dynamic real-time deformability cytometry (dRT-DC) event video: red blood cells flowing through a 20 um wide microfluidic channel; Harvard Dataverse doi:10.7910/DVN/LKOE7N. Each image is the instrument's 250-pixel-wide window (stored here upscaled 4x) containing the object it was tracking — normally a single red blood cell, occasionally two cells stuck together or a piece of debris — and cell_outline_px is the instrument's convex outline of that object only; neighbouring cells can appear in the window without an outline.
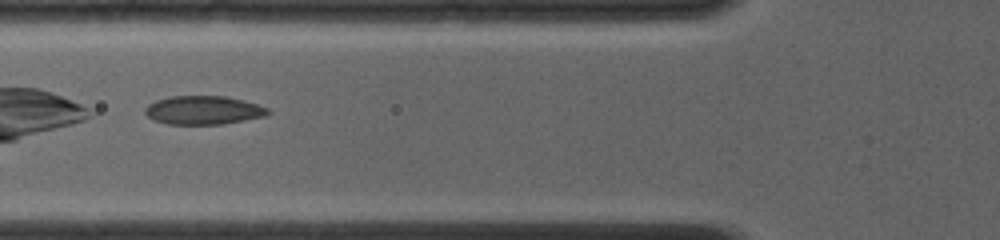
{"species": "common noctule bat (a hibernating species)", "species_latin": "Nyctalus noctula", "temperature_condition": "room temperature", "stored_images_in_passage": 31, "camera_frame_rate_fps": 4000, "um_per_image_px": 0.085, "animal": {"sex": "female", "body_mass_g": 19.0, "forearm_length_mm": 56.7}, "frame": {"image": 1, "passage_image": 6, "time_ms": 1.25, "image_size_px": [1000, 240], "cell_outline_px": [[272, 112], [268, 116], [224, 124], [168, 124], [152, 120], [144, 112], [144, 108], [148, 104], [156, 100], [168, 96], [228, 96], [244, 100], [268, 108]], "centroid_in_image_um": [17.31, 9.36], "position_along_channel_um": 108.5, "area_um2": 20.81}}
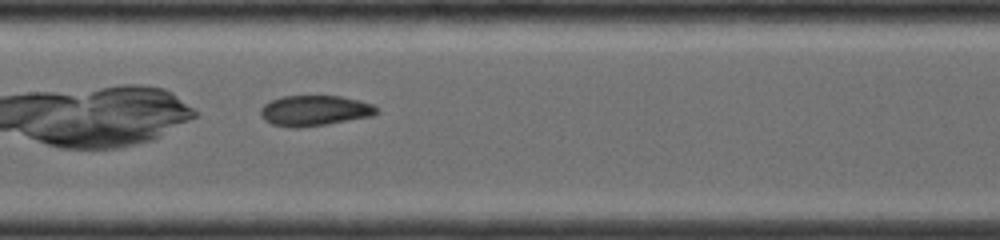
{"frame": {"image": 2, "passage_image": 13, "time_ms": 3.0, "image_size_px": [1000, 240], "cell_outline_px": [[380, 112], [372, 116], [328, 124], [300, 128], [292, 128], [272, 124], [264, 120], [260, 116], [260, 108], [264, 104], [280, 96], [340, 96], [360, 100], [372, 104], [380, 108]], "centroid_in_image_um": [26.75, 9.41], "position_along_channel_um": 180.6, "area_um2": 20.92}}
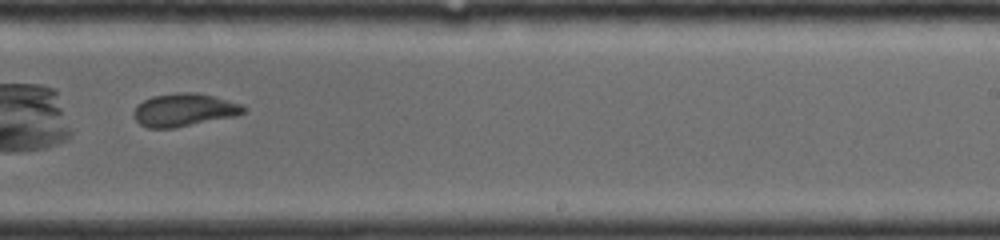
{"frame": {"image": 3, "passage_image": 22, "time_ms": 5.25, "image_size_px": [1000, 240], "cell_outline_px": [[248, 108], [244, 112], [236, 116], [172, 128], [148, 128], [140, 124], [132, 116], [132, 112], [144, 100], [152, 96], [176, 92], [196, 92], [212, 96], [240, 104]], "centroid_in_image_um": [15.63, 9.34], "position_along_channel_um": 273.4, "area_um2": 20.92}}